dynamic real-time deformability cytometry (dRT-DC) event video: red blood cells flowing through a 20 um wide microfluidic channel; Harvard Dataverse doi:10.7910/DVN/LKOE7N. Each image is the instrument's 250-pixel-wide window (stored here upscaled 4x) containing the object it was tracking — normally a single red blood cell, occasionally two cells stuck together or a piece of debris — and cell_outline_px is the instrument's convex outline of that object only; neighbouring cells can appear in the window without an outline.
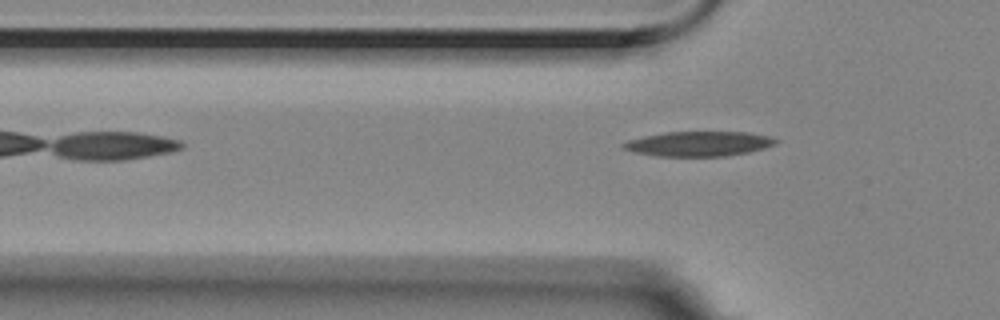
{"species": "Egyptian fruit bat (a non-hibernating species)", "species_latin": "Rousettus aegyptiacus", "temperature_condition": "room temperature", "stored_images_in_passage": 4, "camera_frame_rate_fps": 3000, "um_per_image_px": 0.085, "animal": {"sex": "female"}, "frame": {"image": 1, "passage_image": 4, "time_ms": 1.0, "image_size_px": [1000, 320], "cell_outline_px": [[780, 140], [776, 144], [764, 148], [748, 152], [728, 156], [656, 156], [632, 152], [620, 148], [620, 144], [628, 140], [644, 136], [664, 132], [748, 132], [772, 136]], "centroid_in_image_um": [59.39, 12.22], "position_along_channel_um": 66.4, "area_um2": 22.37}}